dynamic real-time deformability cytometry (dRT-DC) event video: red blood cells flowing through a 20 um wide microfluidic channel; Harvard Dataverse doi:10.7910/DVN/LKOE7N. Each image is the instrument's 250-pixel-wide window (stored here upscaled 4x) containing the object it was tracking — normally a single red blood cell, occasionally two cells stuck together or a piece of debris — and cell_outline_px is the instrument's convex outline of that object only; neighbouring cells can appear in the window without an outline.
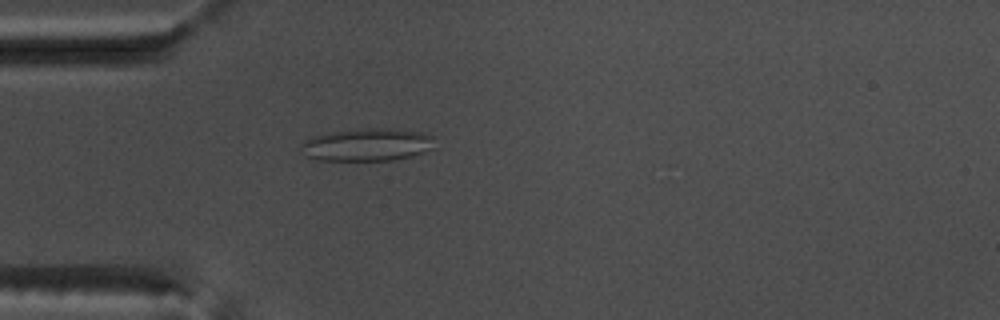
{"species": "common noctule bat (a hibernating species)", "species_latin": "Nyctalus noctula", "temperature_condition": "warm", "stored_images_in_passage": 54, "camera_frame_rate_fps": 3000, "um_per_image_px": 0.085, "animal": {"sex": "male", "body_mass_g": 17.5, "forearm_length_mm": 52.3}, "frame": {"image": 1, "passage_image": 16, "time_ms": 5.0, "image_size_px": [1000, 320], "cell_outline_px": [[432, 148], [424, 152], [412, 156], [392, 160], [316, 160], [304, 156], [300, 144], [304, 140], [312, 136], [332, 132], [364, 128], [388, 128], [420, 132], [432, 136]], "centroid_in_image_um": [31.15, 12.3], "position_along_channel_um": 53.9, "area_um2": 25.37}}
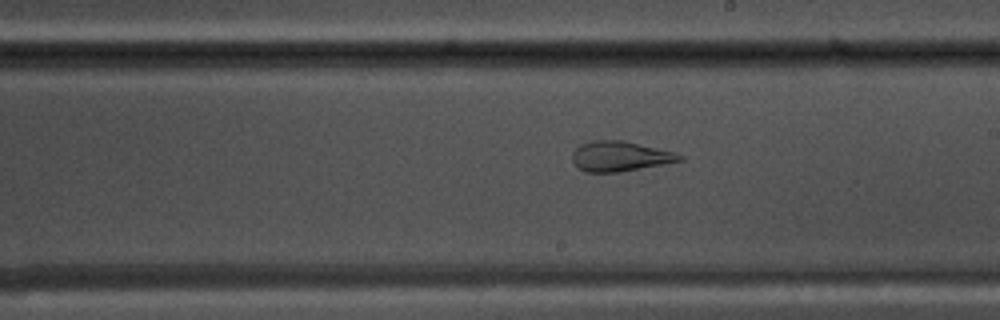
{"frame": {"image": 2, "passage_image": 31, "time_ms": 10.0, "image_size_px": [1000, 320], "cell_outline_px": [[684, 160], [664, 164], [620, 172], [584, 172], [572, 160], [572, 152], [580, 144], [592, 140], [624, 140], [676, 152], [684, 156]], "centroid_in_image_um": [52.72, 13.27], "position_along_channel_um": 236.3, "area_um2": 18.96}}
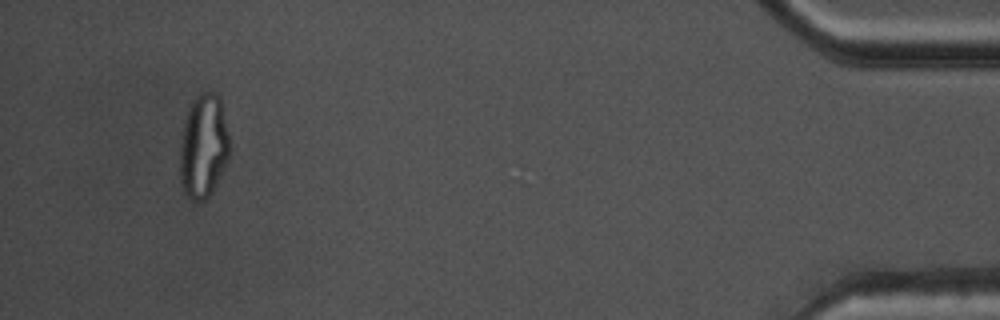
{"frame": {"image": 3, "passage_image": 51, "time_ms": 16.667, "image_size_px": [1000, 320], "cell_outline_px": [[228, 156], [212, 192], [204, 200], [192, 200], [184, 192], [180, 180], [180, 140], [184, 120], [188, 108], [192, 100], [200, 92], [216, 92], [220, 96], [228, 136]], "centroid_in_image_um": [17.26, 12.39], "position_along_channel_um": 417.9, "area_um2": 29.82}, "authors_computed_cell_mechanics": {"area_um2": 26.5013, "velocity_mm_per_s": 3.8002, "shape_relaxation_time_tau1_ms": null, "shape_relaxation_time_tau2_ms": 1.3016, "deformation_change_tau1": null, "deformation_change_tau2": 0.0962}}